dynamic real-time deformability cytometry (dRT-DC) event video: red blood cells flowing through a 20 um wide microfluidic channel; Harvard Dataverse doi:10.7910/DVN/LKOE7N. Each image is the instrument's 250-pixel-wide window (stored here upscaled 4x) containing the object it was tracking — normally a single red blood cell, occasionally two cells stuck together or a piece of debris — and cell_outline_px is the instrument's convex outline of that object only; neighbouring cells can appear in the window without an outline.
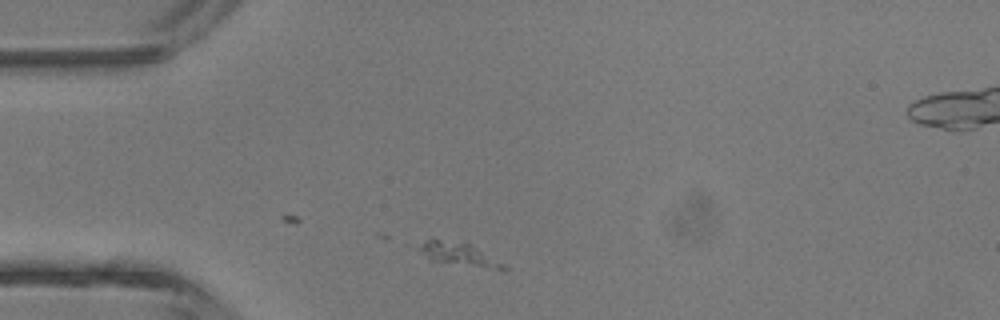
{"species": "common noctule bat (a hibernating species)", "species_latin": "Nyctalus noctula", "temperature_condition": "room temperature", "stored_images_in_passage": 2, "camera_frame_rate_fps": 3000, "um_per_image_px": 0.085, "animal": {"sex": "male", "body_mass_g": 13.3}, "frame": {"image": 1, "passage_image": 1, "time_ms": 0.0, "image_size_px": [1000, 320], "cell_outline_px": [[508, 268], [504, 272], [432, 260], [420, 248], [432, 236], [472, 244], [504, 264]], "centroid_in_image_um": [39.15, 21.61], "position_along_channel_um": 45.8, "area_um2": 11.44}}